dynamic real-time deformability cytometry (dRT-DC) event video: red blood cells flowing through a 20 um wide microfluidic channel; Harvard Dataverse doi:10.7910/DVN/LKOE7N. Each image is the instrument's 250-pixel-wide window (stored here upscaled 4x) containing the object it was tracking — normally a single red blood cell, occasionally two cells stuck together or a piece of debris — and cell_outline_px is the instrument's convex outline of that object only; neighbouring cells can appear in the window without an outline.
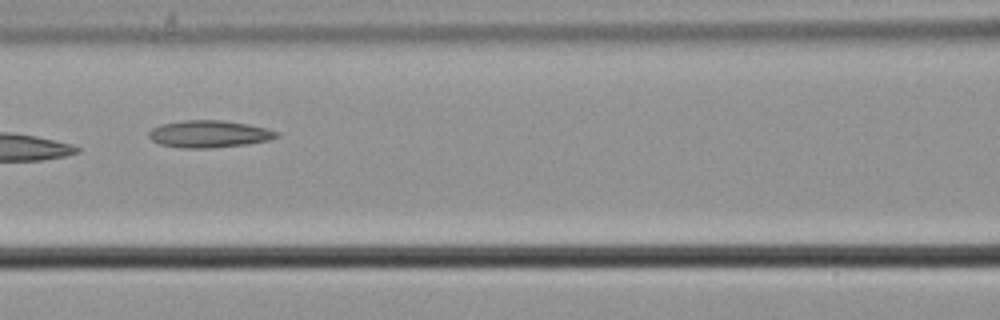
{"species": "common noctule bat (a hibernating species)", "species_latin": "Nyctalus noctula", "temperature_condition": "cold", "stored_images_in_passage": 5, "camera_frame_rate_fps": 3000, "um_per_image_px": 0.085, "animal": {"sex": "male", "body_mass_g": 21.5, "forearm_length_mm": 52.0}, "frame": {"image": 1, "passage_image": 3, "time_ms": 0.667, "image_size_px": [1000, 320], "cell_outline_px": [[280, 136], [268, 140], [248, 144], [208, 148], [180, 148], [160, 144], [152, 140], [148, 136], [148, 132], [152, 128], [160, 124], [184, 120], [224, 120], [248, 124], [280, 132]], "centroid_in_image_um": [17.76, 11.38], "position_along_channel_um": 148.8, "area_um2": 20.29}}
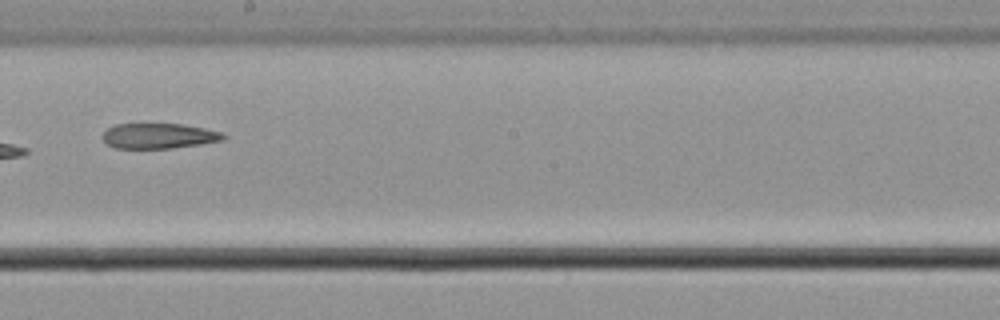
{"frame": {"image": 2, "passage_image": 5, "time_ms": 1.333, "image_size_px": [1000, 320], "cell_outline_px": [[228, 136], [224, 140], [200, 144], [172, 148], [116, 148], [108, 144], [104, 140], [104, 132], [108, 128], [116, 124], [184, 124], [204, 128], [220, 132]], "centroid_in_image_um": [13.54, 11.55], "position_along_channel_um": 234.7, "area_um2": 17.63}}